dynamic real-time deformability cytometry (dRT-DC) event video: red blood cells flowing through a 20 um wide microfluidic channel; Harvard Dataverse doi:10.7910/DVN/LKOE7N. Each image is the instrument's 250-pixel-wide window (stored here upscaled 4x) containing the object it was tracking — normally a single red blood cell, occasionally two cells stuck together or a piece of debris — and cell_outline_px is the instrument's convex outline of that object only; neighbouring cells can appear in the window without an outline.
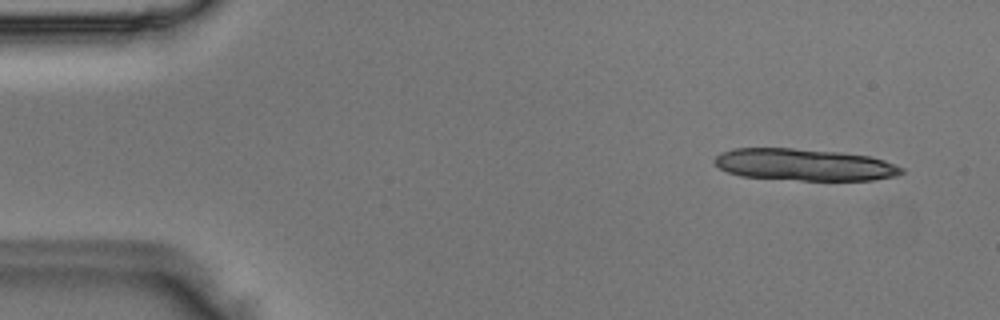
{"species": "Egyptian fruit bat (a non-hibernating species)", "species_latin": "Rousettus aegyptiacus", "temperature_condition": "room temperature", "stored_images_in_passage": 3, "camera_frame_rate_fps": 3000, "um_per_image_px": 0.085, "animal": {"sex": "male"}, "frame": {"image": 1, "passage_image": 1, "time_ms": 0.0, "image_size_px": [1000, 320], "cell_outline_px": [[904, 172], [896, 176], [872, 180], [800, 180], [740, 176], [728, 172], [720, 168], [712, 160], [720, 152], [732, 148], [792, 148], [840, 152], [868, 156], [884, 160], [904, 168]], "centroid_in_image_um": [68.35, 13.99], "position_along_channel_um": 16.7, "area_um2": 34.8}}